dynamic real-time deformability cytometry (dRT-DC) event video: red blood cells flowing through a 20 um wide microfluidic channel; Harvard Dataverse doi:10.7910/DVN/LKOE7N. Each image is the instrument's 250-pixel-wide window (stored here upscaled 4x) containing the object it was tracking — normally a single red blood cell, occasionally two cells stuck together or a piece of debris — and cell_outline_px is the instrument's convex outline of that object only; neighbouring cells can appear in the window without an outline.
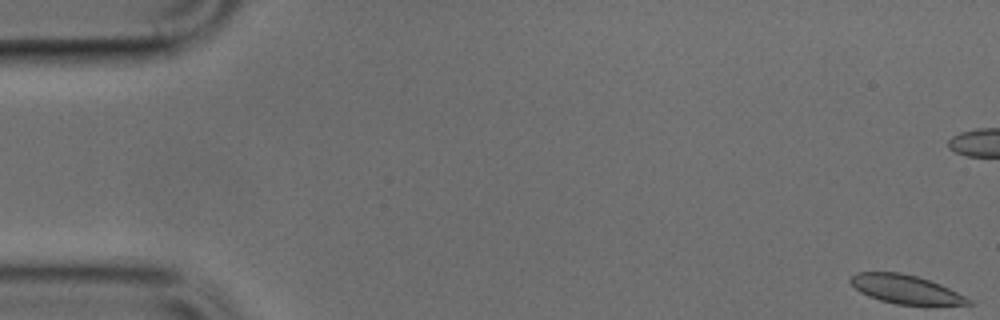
{"species": "common noctule bat (a hibernating species)", "species_latin": "Nyctalus noctula", "temperature_condition": "cold", "stored_images_in_passage": 51, "camera_frame_rate_fps": 3000, "um_per_image_px": 0.085, "animal": {"sex": "male", "body_mass_g": 17.9, "forearm_length_mm": 54.2}, "frame": {"image": 1, "passage_image": 1, "time_ms": 0.0, "image_size_px": [1000, 320], "cell_outline_px": [[976, 304], [896, 304], [880, 300], [868, 296], [860, 292], [848, 280], [856, 272], [900, 272], [920, 276], [940, 284], [972, 300]], "centroid_in_image_um": [76.95, 24.57], "position_along_channel_um": 8.0, "area_um2": 19.54}}
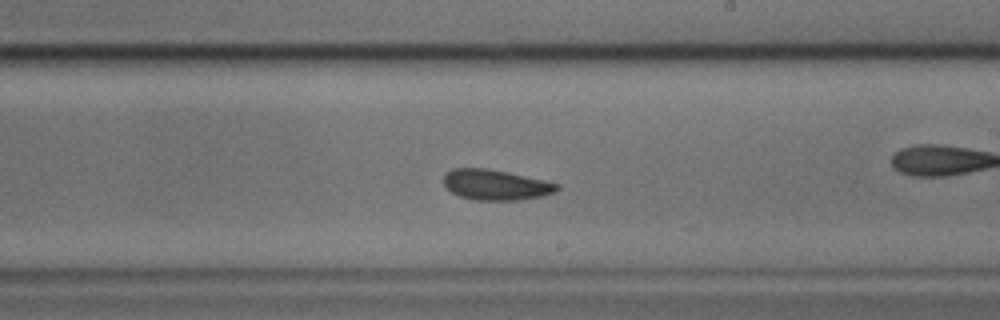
{"frame": {"image": 2, "passage_image": 29, "time_ms": 9.333, "image_size_px": [1000, 320], "cell_outline_px": [[560, 188], [556, 192], [540, 196], [520, 200], [476, 200], [460, 196], [452, 192], [444, 184], [444, 176], [452, 168], [484, 168], [508, 172], [544, 180], [560, 184]], "centroid_in_image_um": [42.16, 15.71], "position_along_channel_um": 246.8, "area_um2": 20.0}}
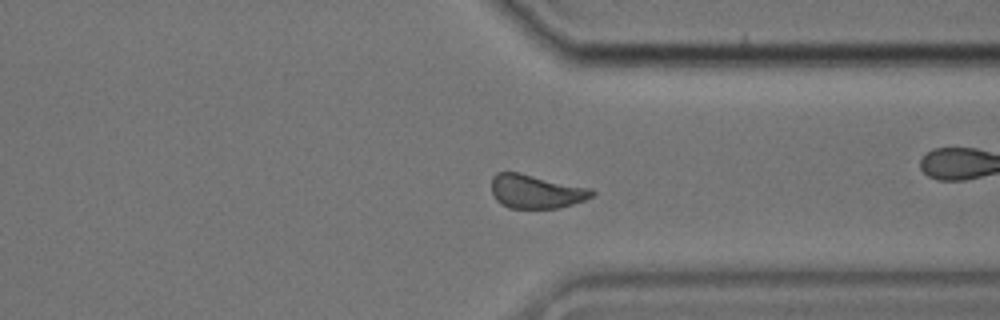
{"frame": {"image": 3, "passage_image": 38, "time_ms": 12.333, "image_size_px": [1000, 320], "cell_outline_px": [[596, 192], [592, 196], [584, 200], [572, 204], [556, 208], [508, 208], [496, 200], [492, 192], [492, 176], [496, 172], [520, 172], [592, 188]], "centroid_in_image_um": [45.56, 16.26], "position_along_channel_um": 365.8, "area_um2": 19.88}}